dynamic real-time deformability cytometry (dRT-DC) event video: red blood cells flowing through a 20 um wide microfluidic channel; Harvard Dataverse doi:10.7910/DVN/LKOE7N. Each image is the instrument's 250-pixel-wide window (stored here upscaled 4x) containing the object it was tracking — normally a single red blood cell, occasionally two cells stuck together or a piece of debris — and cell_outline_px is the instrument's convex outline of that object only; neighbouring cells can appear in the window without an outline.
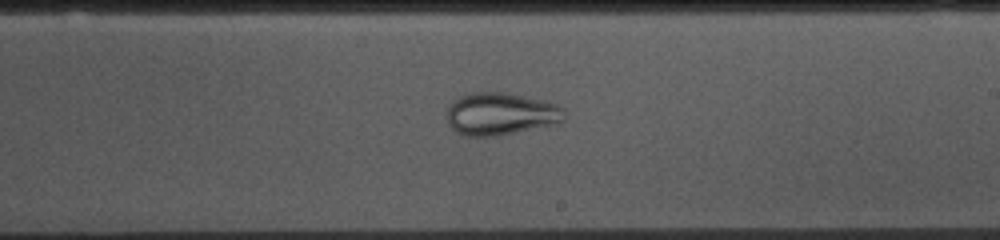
{"species": "common noctule bat (a hibernating species)", "species_latin": "Nyctalus noctula", "temperature_condition": "cold", "stored_images_in_passage": 54, "camera_frame_rate_fps": 3000, "um_per_image_px": 0.085, "animal": {"sex": "female", "body_mass_g": 10.0, "forearm_length_mm": 53.1}, "frame": {"image": 1, "passage_image": 30, "time_ms": 9.667, "image_size_px": [1000, 240], "cell_outline_px": [[564, 120], [560, 124], [492, 136], [464, 136], [456, 132], [448, 124], [448, 108], [452, 100], [460, 96], [472, 92], [504, 92], [548, 100], [564, 108]], "centroid_in_image_um": [42.59, 9.67], "position_along_channel_um": 246.4, "area_um2": 29.42}}
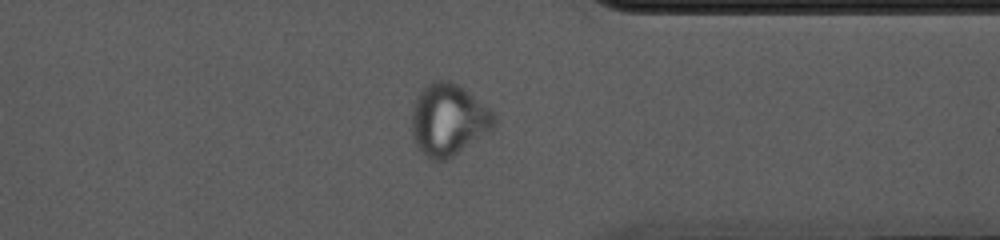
{"frame": {"image": 2, "passage_image": 41, "time_ms": 13.333, "image_size_px": [1000, 240], "cell_outline_px": [[496, 128], [492, 132], [452, 156], [444, 160], [432, 160], [424, 156], [416, 148], [412, 140], [412, 112], [416, 96], [432, 80], [448, 80], [464, 88], [492, 108], [496, 116]], "centroid_in_image_um": [38.15, 10.19], "position_along_channel_um": 373.2, "area_um2": 35.26}}
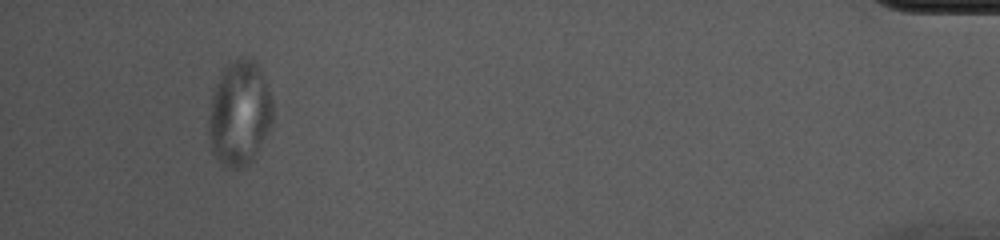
{"frame": {"image": 3, "passage_image": 50, "time_ms": 16.333, "image_size_px": [1000, 240], "cell_outline_px": [[272, 124], [268, 132], [252, 160], [248, 164], [240, 168], [228, 168], [212, 152], [208, 136], [208, 120], [212, 96], [216, 84], [220, 76], [228, 64], [240, 56], [244, 56], [256, 60], [264, 76], [272, 100]], "centroid_in_image_um": [20.36, 9.61], "position_along_channel_um": 414.8, "area_um2": 39.13}}